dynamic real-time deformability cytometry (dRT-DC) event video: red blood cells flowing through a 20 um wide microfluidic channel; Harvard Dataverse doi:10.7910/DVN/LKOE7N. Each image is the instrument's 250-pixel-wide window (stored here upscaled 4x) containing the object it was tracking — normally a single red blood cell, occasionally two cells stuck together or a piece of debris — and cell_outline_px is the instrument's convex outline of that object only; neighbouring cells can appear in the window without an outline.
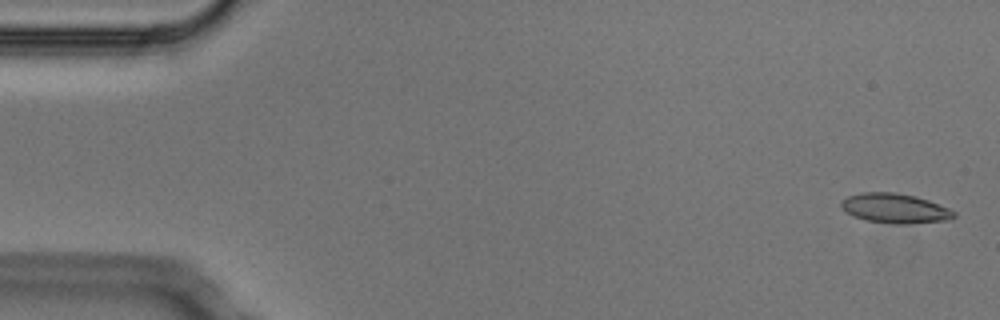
{"species": "Egyptian fruit bat (a non-hibernating species)", "species_latin": "Rousettus aegyptiacus", "temperature_condition": "cold", "stored_images_in_passage": 5, "camera_frame_rate_fps": 3000, "um_per_image_px": 0.085, "animal": {"sex": "male"}, "frame": {"image": 1, "passage_image": 1, "time_ms": 0.0, "image_size_px": [1000, 320], "cell_outline_px": [[956, 216], [948, 220], [908, 224], [896, 224], [868, 220], [852, 216], [840, 204], [848, 196], [864, 192], [892, 192], [916, 196], [928, 200], [948, 208], [956, 212]], "centroid_in_image_um": [76.11, 17.71], "position_along_channel_um": 8.9, "area_um2": 19.25}}
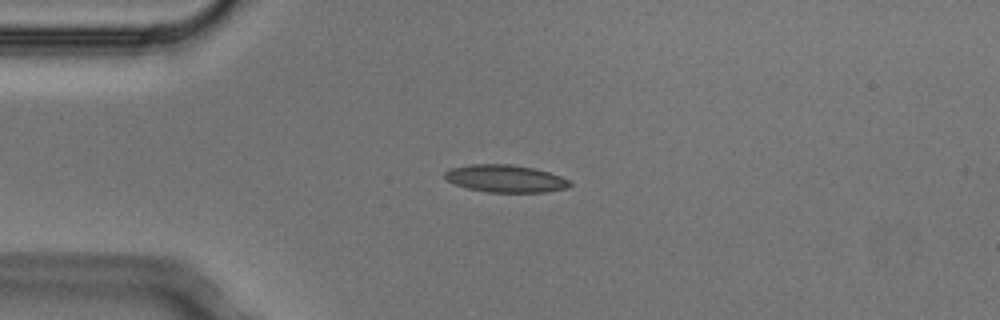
{"frame": {"image": 2, "passage_image": 4, "time_ms": 1.0, "image_size_px": [1000, 320], "cell_outline_px": [[572, 184], [568, 188], [544, 192], [488, 192], [468, 188], [456, 184], [448, 180], [444, 176], [444, 172], [452, 168], [472, 164], [512, 164], [532, 168], [548, 172], [560, 176], [568, 180]], "centroid_in_image_um": [42.97, 15.18], "position_along_channel_um": 42.0, "area_um2": 19.77}}